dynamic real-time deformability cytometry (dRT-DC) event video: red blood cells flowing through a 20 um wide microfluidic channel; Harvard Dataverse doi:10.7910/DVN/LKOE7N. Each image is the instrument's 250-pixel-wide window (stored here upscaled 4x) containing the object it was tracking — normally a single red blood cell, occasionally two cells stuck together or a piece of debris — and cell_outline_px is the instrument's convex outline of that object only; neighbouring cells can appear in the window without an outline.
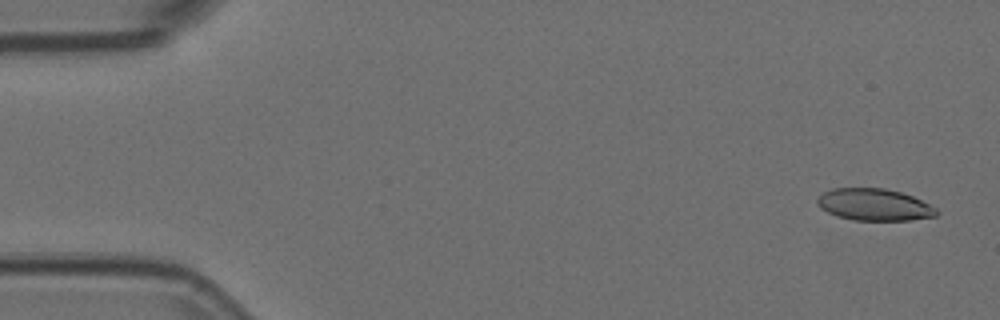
{"species": "Egyptian fruit bat (a non-hibernating species)", "species_latin": "Rousettus aegyptiacus", "temperature_condition": "room temperature", "stored_images_in_passage": 11, "camera_frame_rate_fps": 3000, "um_per_image_px": 0.085, "animal": {"sex": "female"}, "frame": {"image": 1, "passage_image": 2, "time_ms": 0.333, "image_size_px": [1000, 320], "cell_outline_px": [[940, 212], [936, 216], [908, 220], [852, 220], [836, 216], [820, 208], [816, 204], [816, 200], [824, 192], [832, 188], [884, 188], [900, 192], [912, 196], [936, 208]], "centroid_in_image_um": [74.29, 17.4], "position_along_channel_um": 10.7, "area_um2": 22.14}}